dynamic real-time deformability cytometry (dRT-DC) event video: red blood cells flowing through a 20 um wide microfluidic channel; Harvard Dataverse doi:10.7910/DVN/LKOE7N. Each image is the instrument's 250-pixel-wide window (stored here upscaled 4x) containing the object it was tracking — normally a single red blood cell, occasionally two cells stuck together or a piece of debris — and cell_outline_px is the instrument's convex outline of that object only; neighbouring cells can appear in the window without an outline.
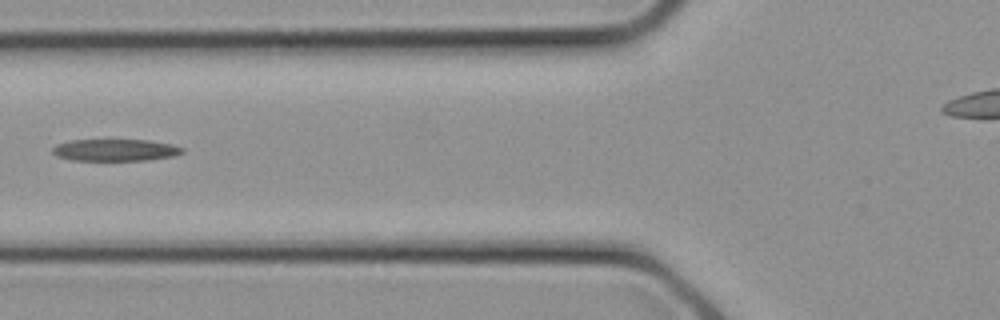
{"species": "common noctule bat (a hibernating species)", "species_latin": "Nyctalus noctula", "temperature_condition": "cold", "stored_images_in_passage": 25, "camera_frame_rate_fps": 3000, "um_per_image_px": 0.085, "animal": {"sex": "female", "body_mass_g": 21.9}, "frame": {"image": 1, "passage_image": 11, "time_ms": 3.333, "image_size_px": [1000, 320], "cell_outline_px": [[184, 152], [172, 156], [148, 160], [72, 160], [56, 156], [52, 152], [52, 148], [56, 144], [72, 140], [148, 140], [172, 144], [184, 148]], "centroid_in_image_um": [9.79, 12.75], "position_along_channel_um": 116.0, "area_um2": 16.53}}